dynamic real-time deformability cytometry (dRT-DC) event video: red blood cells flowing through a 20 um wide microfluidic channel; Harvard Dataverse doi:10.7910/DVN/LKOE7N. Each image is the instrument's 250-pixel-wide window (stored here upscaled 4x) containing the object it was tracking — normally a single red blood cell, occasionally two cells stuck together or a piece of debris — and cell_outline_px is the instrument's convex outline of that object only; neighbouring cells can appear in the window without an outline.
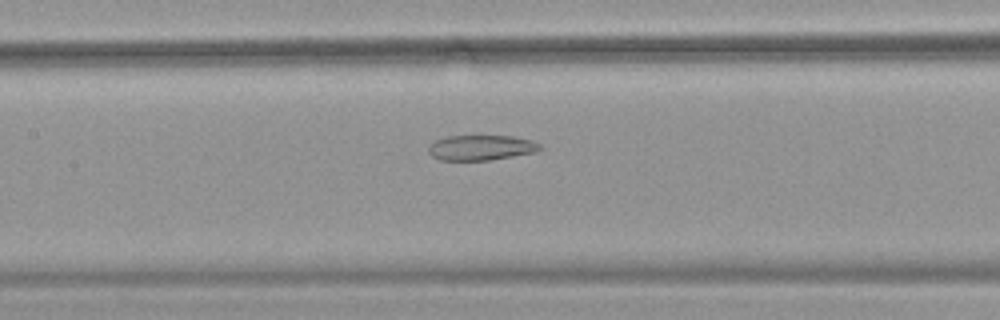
{"species": "common noctule bat (a hibernating species)", "species_latin": "Nyctalus noctula", "temperature_condition": "warm", "stored_images_in_passage": 54, "segment_of_instrument_passage": [2, 2], "camera_frame_rate_fps": 3000, "um_per_image_px": 0.085, "animal": {"sex": "female", "body_mass_g": 18.4}, "frame": {"image": 1, "passage_image": 26, "time_ms": 8.333, "image_size_px": [1000, 320], "cell_outline_px": [[544, 148], [536, 152], [488, 160], [440, 160], [432, 156], [428, 152], [428, 144], [436, 140], [448, 136], [512, 136], [532, 140], [540, 144]], "centroid_in_image_um": [40.89, 12.55], "position_along_channel_um": 166.5, "area_um2": 16.42}}
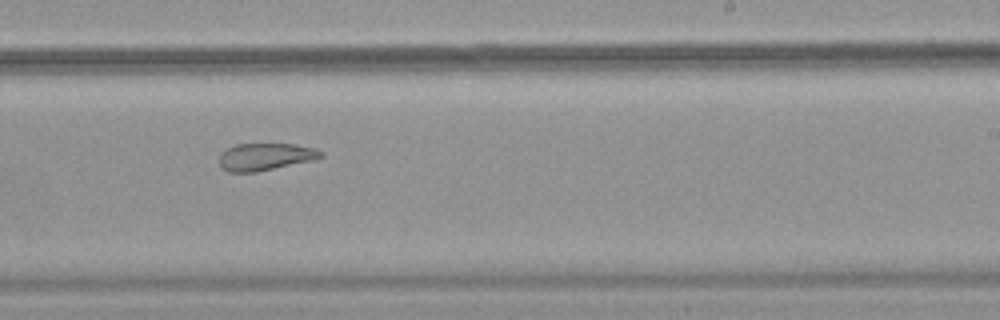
{"frame": {"image": 2, "passage_image": 34, "time_ms": 11.0, "image_size_px": [1000, 320], "cell_outline_px": [[324, 156], [312, 160], [256, 172], [228, 172], [220, 168], [220, 152], [236, 144], [292, 144], [316, 148], [324, 152]], "centroid_in_image_um": [22.54, 13.32], "position_along_channel_um": 266.5, "area_um2": 16.13}}
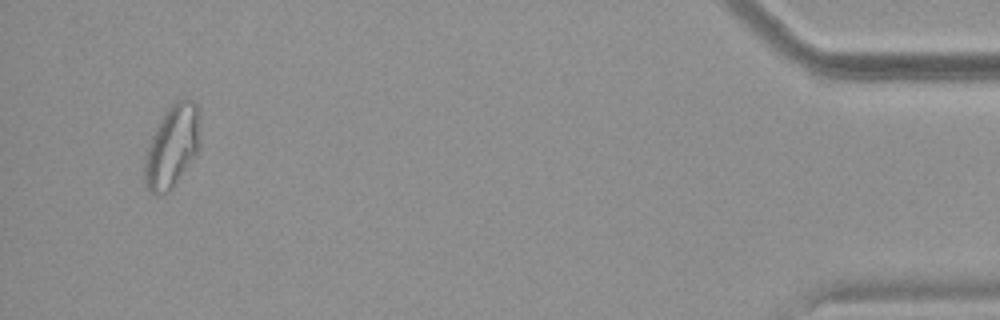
{"frame": {"image": 3, "passage_image": 52, "time_ms": 17.0, "image_size_px": [1000, 320], "cell_outline_px": [[200, 148], [196, 156], [172, 188], [168, 192], [160, 196], [152, 192], [144, 184], [144, 156], [148, 144], [164, 112], [180, 96], [192, 100], [200, 104]], "centroid_in_image_um": [14.67, 12.4], "position_along_channel_um": 420.5, "area_um2": 27.46}}